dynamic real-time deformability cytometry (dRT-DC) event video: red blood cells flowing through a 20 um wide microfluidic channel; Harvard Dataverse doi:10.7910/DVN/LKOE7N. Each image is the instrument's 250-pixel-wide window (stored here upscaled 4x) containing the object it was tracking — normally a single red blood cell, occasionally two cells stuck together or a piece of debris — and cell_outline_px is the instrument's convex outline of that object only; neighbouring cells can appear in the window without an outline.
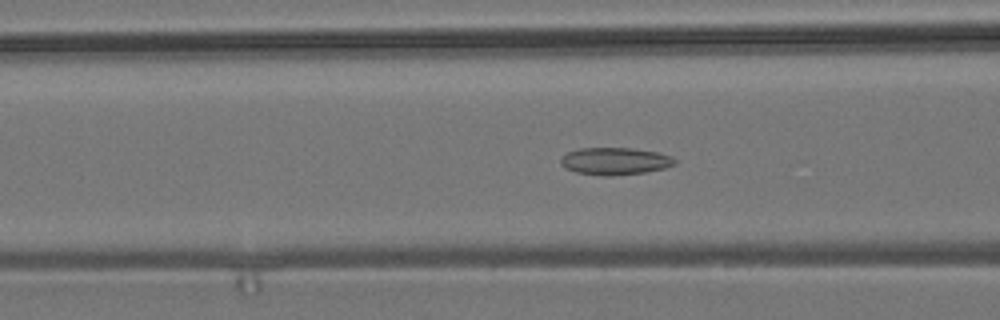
{"species": "common noctule bat (a hibernating species)", "species_latin": "Nyctalus noctula", "temperature_condition": "room temperature", "stored_images_in_passage": 55, "camera_frame_rate_fps": 3000, "um_per_image_px": 0.085, "animal": {"sex": "male", "body_mass_g": 19.2, "forearm_length_mm": 51.8}, "frame": {"image": 1, "passage_image": 21, "time_ms": 6.667, "image_size_px": [1000, 320], "cell_outline_px": [[676, 164], [664, 168], [644, 172], [612, 176], [604, 176], [576, 172], [564, 168], [560, 164], [560, 160], [568, 152], [580, 148], [632, 148], [656, 152], [672, 156], [676, 160]], "centroid_in_image_um": [52.27, 13.7], "position_along_channel_um": 114.3, "area_um2": 18.09}}
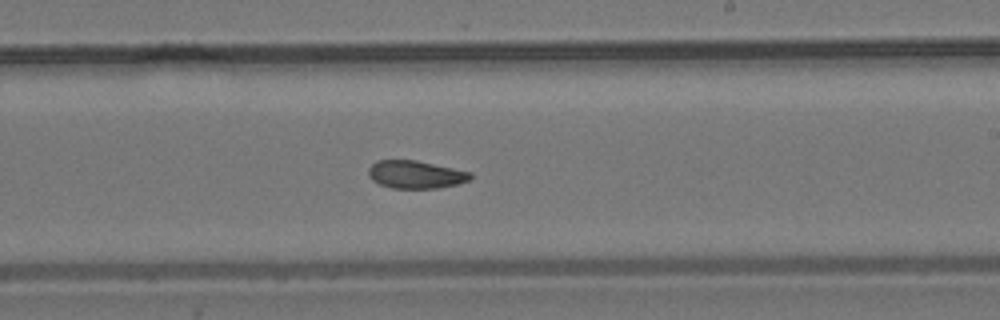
{"frame": {"image": 2, "passage_image": 32, "time_ms": 10.333, "image_size_px": [1000, 320], "cell_outline_px": [[472, 180], [456, 184], [436, 188], [392, 188], [380, 184], [372, 180], [368, 176], [368, 168], [376, 160], [416, 160], [472, 172]], "centroid_in_image_um": [35.33, 14.83], "position_along_channel_um": 253.7, "area_um2": 16.59}}
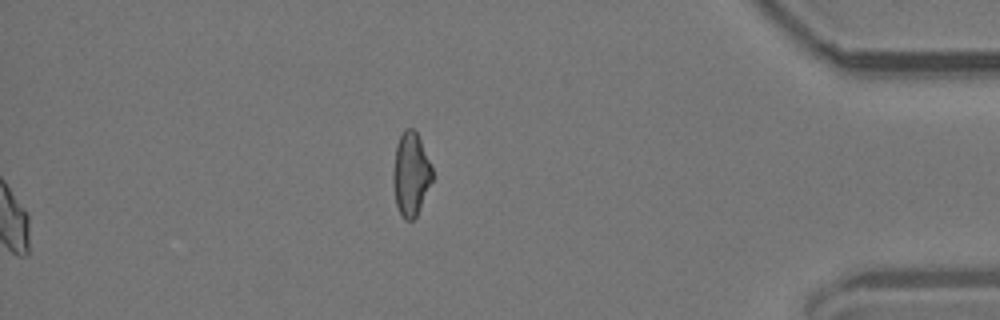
{"frame": {"image": 3, "passage_image": 55, "time_ms": 18.0, "image_size_px": [1000, 320], "cell_outline_px": [[432, 180], [416, 216], [412, 220], [404, 220], [396, 204], [392, 180], [392, 172], [396, 144], [404, 128], [412, 128], [416, 132], [420, 140], [432, 168]], "centroid_in_image_um": [34.89, 14.79], "position_along_channel_um": 400.3, "area_um2": 18.84}, "authors_computed_cell_mechanics": {"area_um2": 17.3978, "velocity_mm_per_s": 3.8025, "shape_relaxation_time_tau1_ms": null, "shape_relaxation_time_tau2_ms": 2.4084, "deformation_change_tau1": null, "deformation_change_tau2": 0.0827}}